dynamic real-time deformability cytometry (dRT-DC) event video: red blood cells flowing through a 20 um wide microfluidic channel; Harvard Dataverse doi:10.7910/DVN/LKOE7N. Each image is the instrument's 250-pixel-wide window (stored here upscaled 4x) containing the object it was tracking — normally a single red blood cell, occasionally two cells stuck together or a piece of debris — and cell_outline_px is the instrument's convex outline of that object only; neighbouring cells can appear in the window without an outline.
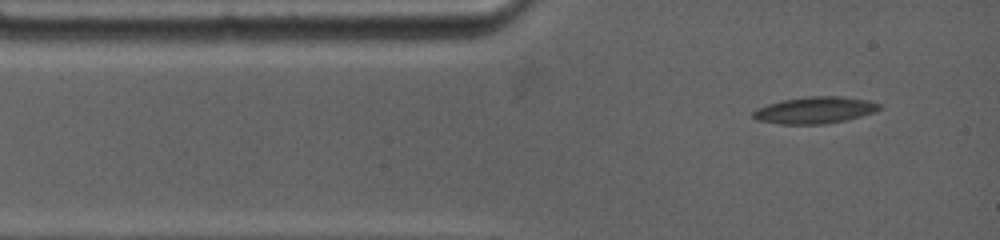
{"species": "common noctule bat (a hibernating species)", "species_latin": "Nyctalus noctula", "temperature_condition": "warm", "stored_images_in_passage": 26, "camera_frame_rate_fps": 4500, "um_per_image_px": 0.085, "animal": {"sex": "female", "body_mass_g": 19.0, "forearm_length_mm": 53.3}, "frame": {"image": 1, "passage_image": 1, "time_ms": 0.0, "image_size_px": [1000, 240], "cell_outline_px": [[880, 108], [876, 112], [844, 120], [824, 124], [780, 124], [756, 120], [752, 116], [752, 112], [756, 108], [768, 104], [784, 100], [808, 96], [840, 96], [868, 100], [880, 104]], "centroid_in_image_um": [69.24, 9.36], "position_along_channel_um": 15.8, "area_um2": 19.59}}
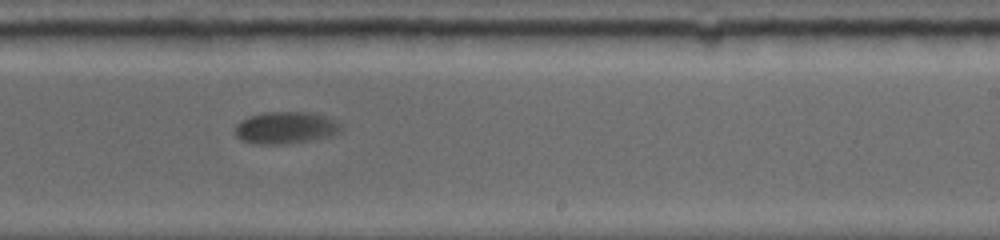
{"frame": {"image": 2, "passage_image": 12, "time_ms": 7.556, "image_size_px": [1000, 240], "cell_outline_px": [[344, 128], [340, 132], [332, 136], [312, 140], [284, 144], [252, 144], [240, 140], [236, 136], [236, 124], [240, 120], [248, 116], [264, 112], [312, 112], [336, 120]], "centroid_in_image_um": [24.29, 10.86], "position_along_channel_um": 264.7, "area_um2": 20.11}}
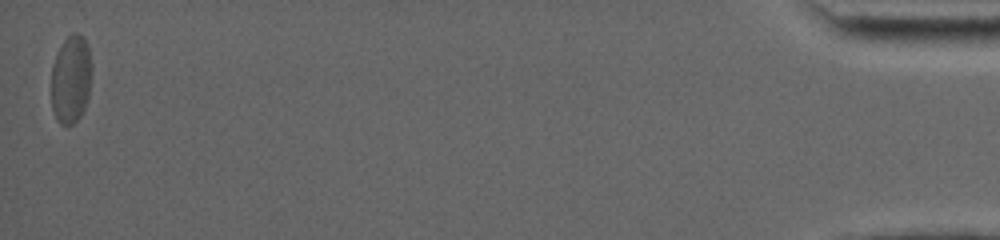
{"frame": {"image": 3, "passage_image": 26, "time_ms": 16.667, "image_size_px": [1000, 240], "cell_outline_px": [[92, 68], [88, 96], [84, 108], [80, 116], [72, 124], [60, 124], [56, 120], [52, 108], [52, 64], [64, 40], [72, 32], [76, 32], [84, 36], [88, 44]], "centroid_in_image_um": [6.04, 6.71], "position_along_channel_um": 429.2, "area_um2": 20.81}, "authors_computed_cell_mechanics": {"area_um2": 20.6346, "velocity_mm_per_s": 3.5958, "shape_relaxation_time_tau1_ms": 2.9345, "shape_relaxation_time_tau2_ms": null, "deformation_change_tau1": 0.1328, "deformation_change_tau2": null}}